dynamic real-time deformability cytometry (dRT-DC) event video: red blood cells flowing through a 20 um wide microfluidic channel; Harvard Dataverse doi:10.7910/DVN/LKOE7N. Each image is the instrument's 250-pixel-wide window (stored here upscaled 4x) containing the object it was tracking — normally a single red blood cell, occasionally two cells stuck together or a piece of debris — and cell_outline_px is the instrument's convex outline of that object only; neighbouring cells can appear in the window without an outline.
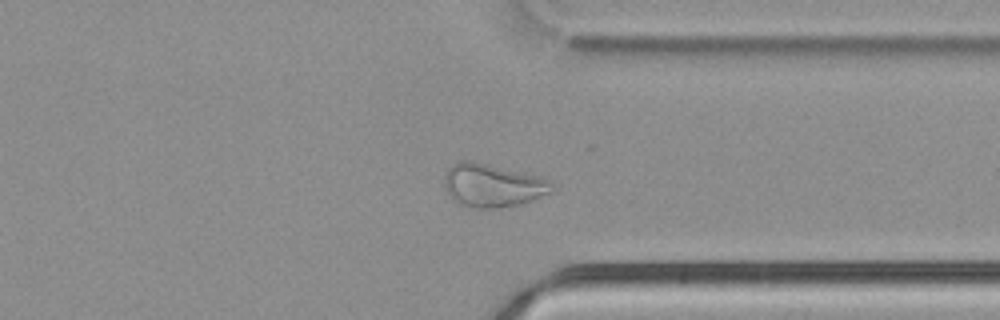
{"species": "common noctule bat (a hibernating species)", "species_latin": "Nyctalus noctula", "temperature_condition": "cold", "stored_images_in_passage": 40, "camera_frame_rate_fps": 3000, "um_per_image_px": 0.085, "animal": {"sex": "male", "body_mass_g": 21.5, "forearm_length_mm": 52.0}, "frame": {"image": 1, "passage_image": 28, "time_ms": 9.0, "image_size_px": [1000, 320], "cell_outline_px": [[556, 188], [552, 192], [532, 200], [520, 204], [500, 208], [468, 208], [456, 204], [448, 196], [444, 188], [444, 176], [448, 168], [452, 164], [460, 160], [468, 160], [544, 176]], "centroid_in_image_um": [41.85, 15.77], "position_along_channel_um": 369.5, "area_um2": 27.74}}
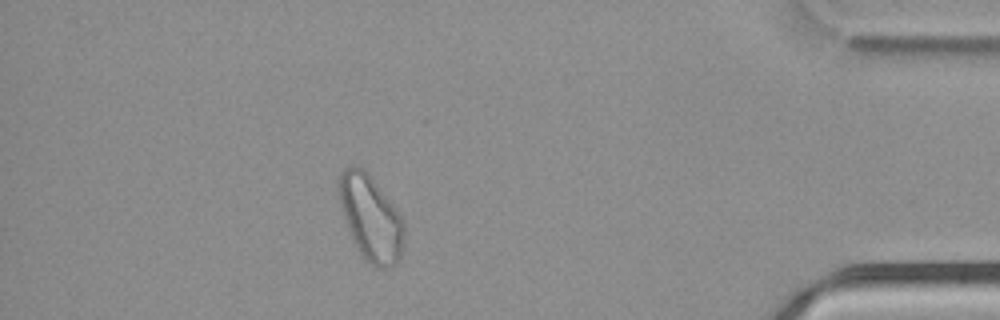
{"frame": {"image": 2, "passage_image": 34, "time_ms": 11.0, "image_size_px": [1000, 320], "cell_outline_px": [[404, 236], [400, 260], [392, 268], [376, 268], [364, 260], [356, 248], [348, 228], [340, 204], [336, 188], [336, 180], [340, 172], [344, 168], [364, 168], [368, 172], [396, 208], [404, 224]], "centroid_in_image_um": [31.49, 18.55], "position_along_channel_um": 403.7, "area_um2": 32.77}}